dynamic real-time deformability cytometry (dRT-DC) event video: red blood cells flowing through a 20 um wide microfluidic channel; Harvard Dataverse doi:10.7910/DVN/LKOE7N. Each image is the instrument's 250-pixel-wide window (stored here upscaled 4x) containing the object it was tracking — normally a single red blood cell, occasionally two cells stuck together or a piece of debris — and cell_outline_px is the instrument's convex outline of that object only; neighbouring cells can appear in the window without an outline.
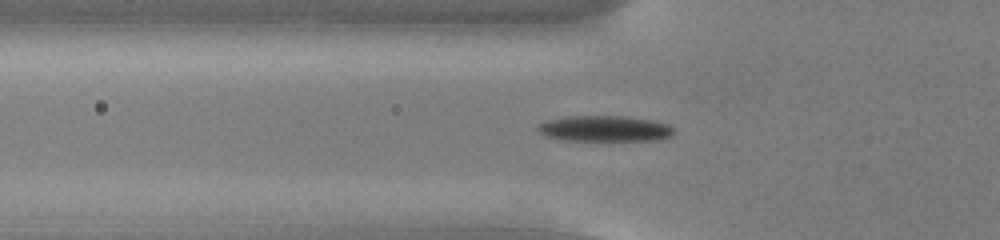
{"species": "common noctule bat (a hibernating species)", "species_latin": "Nyctalus noctula", "temperature_condition": "cold", "stored_images_in_passage": 56, "camera_frame_rate_fps": 3000, "um_per_image_px": 0.085, "animal": {"sex": "male", "body_mass_g": 13.0, "forearm_length_mm": 53.1}, "frame": {"image": 1, "passage_image": 20, "time_ms": 6.333, "image_size_px": [1000, 240], "cell_outline_px": [[676, 132], [668, 136], [656, 140], [568, 140], [548, 136], [540, 132], [536, 128], [536, 124], [548, 120], [568, 116], [628, 116], [652, 120], [668, 124], [676, 128]], "centroid_in_image_um": [51.44, 10.92], "position_along_channel_um": 74.4, "area_um2": 20.4}}
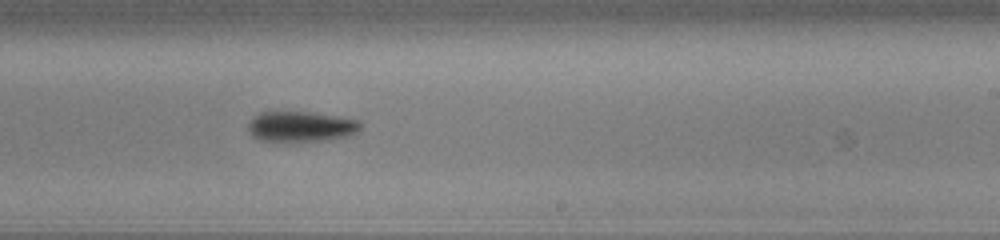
{"frame": {"image": 2, "passage_image": 35, "time_ms": 11.333, "image_size_px": [1000, 240], "cell_outline_px": [[360, 128], [356, 132], [348, 136], [328, 140], [260, 140], [252, 136], [248, 132], [248, 124], [252, 116], [260, 112], [312, 112], [360, 120]], "centroid_in_image_um": [25.56, 10.74], "position_along_channel_um": 263.4, "area_um2": 19.71}}
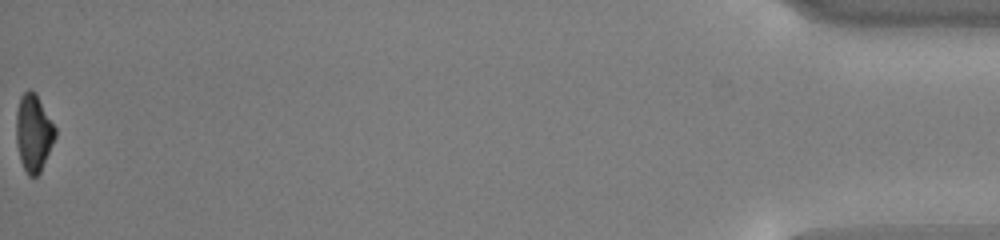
{"frame": {"image": 3, "passage_image": 56, "time_ms": 18.333, "image_size_px": [1000, 240], "cell_outline_px": [[56, 136], [40, 172], [36, 176], [28, 176], [20, 160], [16, 144], [16, 112], [20, 96], [28, 88], [36, 92], [56, 128]], "centroid_in_image_um": [2.84, 11.26], "position_along_channel_um": 432.4, "area_um2": 17.69}, "authors_computed_cell_mechanics": {"area_um2": 19.2185, "velocity_mm_per_s": 3.7862, "shape_relaxation_time_tau1_ms": 3.3411, "shape_relaxation_time_tau2_ms": null, "deformation_change_tau1": 0.1125, "deformation_change_tau2": null}}